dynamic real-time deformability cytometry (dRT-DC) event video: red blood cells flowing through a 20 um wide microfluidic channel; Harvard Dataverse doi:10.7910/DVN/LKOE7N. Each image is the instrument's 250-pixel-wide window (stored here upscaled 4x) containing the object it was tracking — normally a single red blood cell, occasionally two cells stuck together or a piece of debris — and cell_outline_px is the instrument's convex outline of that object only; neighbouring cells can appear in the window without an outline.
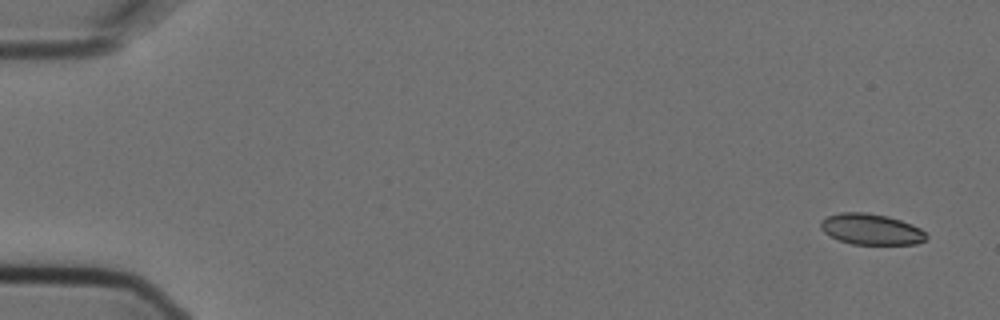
{"species": "Egyptian fruit bat (a non-hibernating species)", "species_latin": "Rousettus aegyptiacus", "temperature_condition": "cold", "stored_images_in_passage": 5, "camera_frame_rate_fps": 3000, "um_per_image_px": 0.085, "animal": {"sex": "female"}, "frame": {"image": 1, "passage_image": 1, "time_ms": 0.0, "image_size_px": [1000, 320], "cell_outline_px": [[928, 236], [924, 240], [916, 244], [852, 244], [840, 240], [824, 232], [820, 228], [820, 220], [828, 216], [840, 212], [864, 212], [888, 216], [912, 224], [920, 228]], "centroid_in_image_um": [74.04, 19.48], "position_along_channel_um": 11.0, "area_um2": 18.96}}